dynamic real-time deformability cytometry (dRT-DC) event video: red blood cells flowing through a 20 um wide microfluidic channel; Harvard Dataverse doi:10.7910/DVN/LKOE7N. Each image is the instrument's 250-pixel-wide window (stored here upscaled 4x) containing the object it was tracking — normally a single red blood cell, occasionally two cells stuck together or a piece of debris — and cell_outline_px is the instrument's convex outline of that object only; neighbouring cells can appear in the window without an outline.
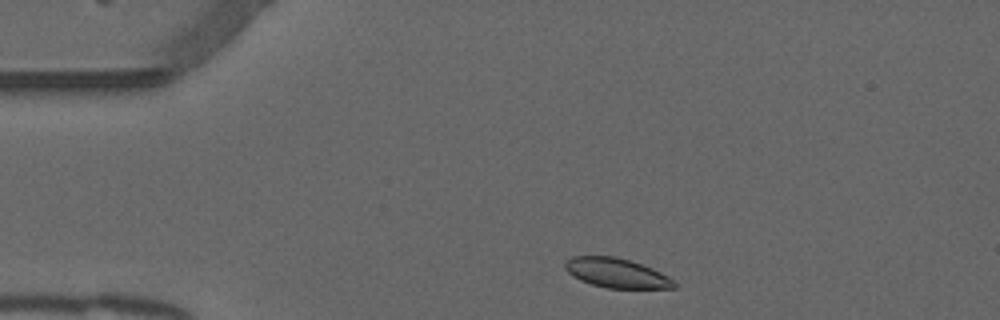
{"species": "common noctule bat (a hibernating species)", "species_latin": "Nyctalus noctula", "temperature_condition": "warm", "stored_images_in_passage": 45, "camera_frame_rate_fps": 3000, "um_per_image_px": 0.085, "animal": {"sex": "male", "forearm_length_mm": 52.5}, "frame": {"image": 1, "passage_image": 2, "time_ms": 0.333, "image_size_px": [1000, 320], "cell_outline_px": [[676, 288], [608, 288], [592, 284], [580, 280], [568, 272], [564, 268], [564, 264], [572, 256], [616, 256], [652, 268], [668, 276], [676, 284]], "centroid_in_image_um": [52.39, 23.2], "position_along_channel_um": 32.6, "area_um2": 18.55}}
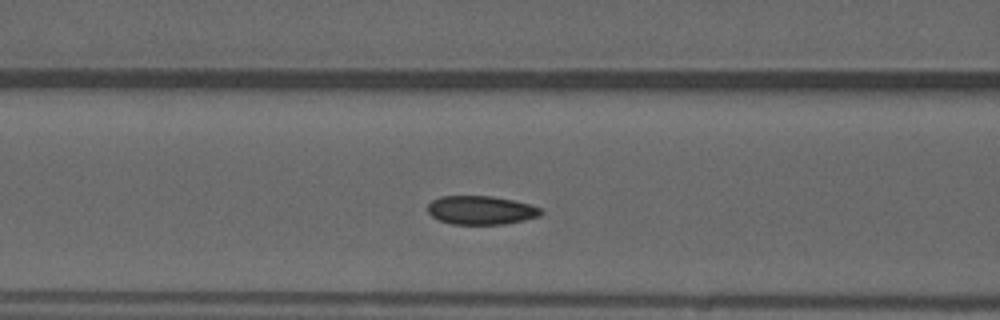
{"frame": {"image": 2, "passage_image": 13, "time_ms": 4.0, "image_size_px": [1000, 320], "cell_outline_px": [[544, 212], [540, 216], [524, 220], [504, 224], [452, 224], [440, 220], [432, 216], [428, 212], [428, 204], [432, 200], [440, 196], [492, 196], [516, 200], [532, 204], [540, 208]], "centroid_in_image_um": [40.92, 17.85], "position_along_channel_um": 125.7, "area_um2": 19.07}}
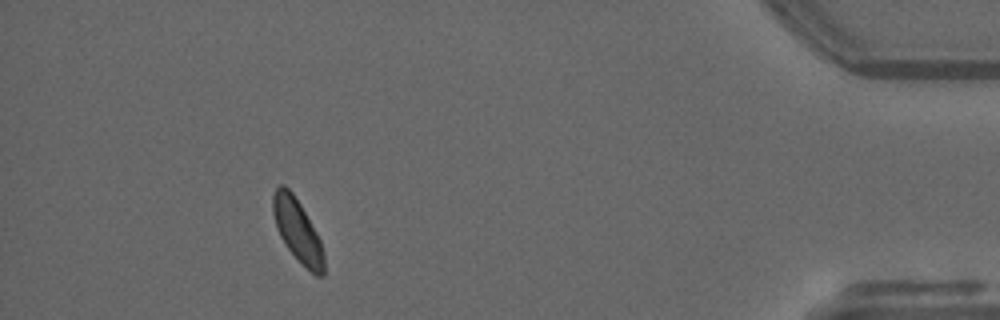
{"frame": {"image": 3, "passage_image": 40, "time_ms": 13.0, "image_size_px": [1000, 320], "cell_outline_px": [[324, 276], [316, 276], [284, 244], [280, 236], [272, 212], [272, 196], [276, 188], [280, 184], [284, 184], [292, 192], [300, 204], [316, 232], [320, 240], [324, 256]], "centroid_in_image_um": [25.27, 19.55], "position_along_channel_um": 409.9, "area_um2": 18.21}, "authors_computed_cell_mechanics": {"area_um2": 19.2474, "velocity_mm_per_s": 3.8319, "shape_relaxation_time_tau1_ms": 3.3073, "shape_relaxation_time_tau2_ms": 1.9639, "deformation_change_tau1": 0.0722, "deformation_change_tau2": 0.0612}}